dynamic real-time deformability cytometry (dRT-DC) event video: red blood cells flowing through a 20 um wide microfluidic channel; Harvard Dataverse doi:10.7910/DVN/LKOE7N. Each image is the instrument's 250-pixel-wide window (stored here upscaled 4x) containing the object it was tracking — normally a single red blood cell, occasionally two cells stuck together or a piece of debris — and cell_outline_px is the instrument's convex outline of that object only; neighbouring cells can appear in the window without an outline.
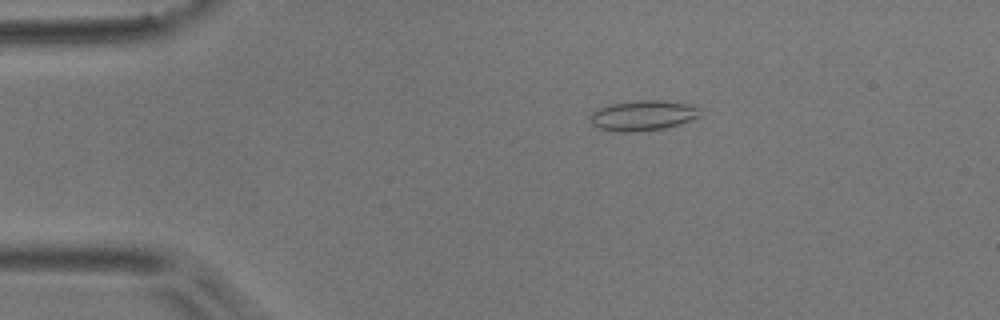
{"species": "common noctule bat (a hibernating species)", "species_latin": "Nyctalus noctula", "temperature_condition": "room temperature", "stored_images_in_passage": 7, "camera_frame_rate_fps": 3000, "um_per_image_px": 0.085, "animal": {"sex": "male", "body_mass_g": 17.9}, "frame": {"image": 1, "passage_image": 3, "time_ms": 2.333, "image_size_px": [1000, 320], "cell_outline_px": [[700, 116], [692, 120], [668, 128], [632, 132], [620, 132], [600, 128], [592, 124], [588, 116], [592, 112], [600, 108], [612, 104], [644, 100], [660, 100], [688, 104], [696, 108]], "centroid_in_image_um": [54.63, 9.83], "position_along_channel_um": 30.4, "area_um2": 19.13}}
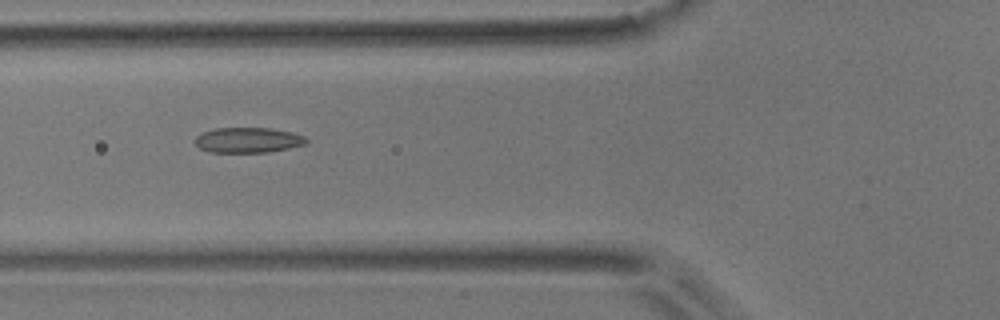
{"frame": {"image": 2, "passage_image": 6, "time_ms": 5.667, "image_size_px": [1000, 320], "cell_outline_px": [[308, 140], [304, 144], [288, 148], [268, 152], [208, 152], [200, 148], [196, 144], [196, 136], [204, 132], [216, 128], [272, 128], [292, 132], [304, 136]], "centroid_in_image_um": [21.09, 11.9], "position_along_channel_um": 104.7, "area_um2": 16.24}}
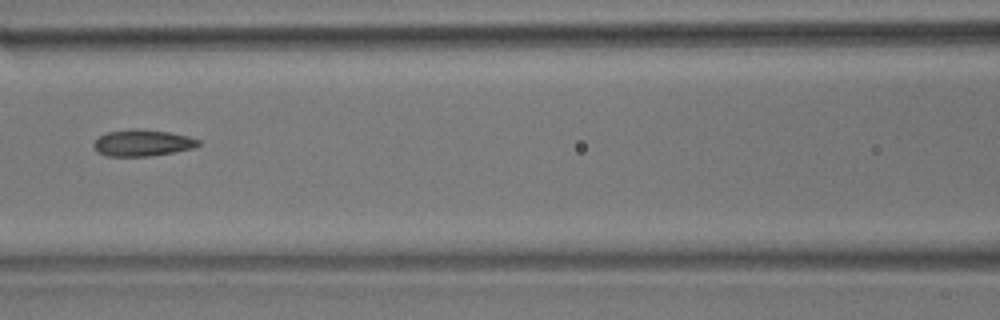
{"frame": {"image": 3, "passage_image": 7, "time_ms": 7.0, "image_size_px": [1000, 320], "cell_outline_px": [[200, 144], [192, 148], [172, 152], [148, 156], [108, 156], [96, 152], [92, 144], [100, 136], [108, 132], [132, 128], [136, 128], [168, 132], [188, 136], [200, 140]], "centroid_in_image_um": [12.08, 12.14], "position_along_channel_um": 154.5, "area_um2": 16.07}}